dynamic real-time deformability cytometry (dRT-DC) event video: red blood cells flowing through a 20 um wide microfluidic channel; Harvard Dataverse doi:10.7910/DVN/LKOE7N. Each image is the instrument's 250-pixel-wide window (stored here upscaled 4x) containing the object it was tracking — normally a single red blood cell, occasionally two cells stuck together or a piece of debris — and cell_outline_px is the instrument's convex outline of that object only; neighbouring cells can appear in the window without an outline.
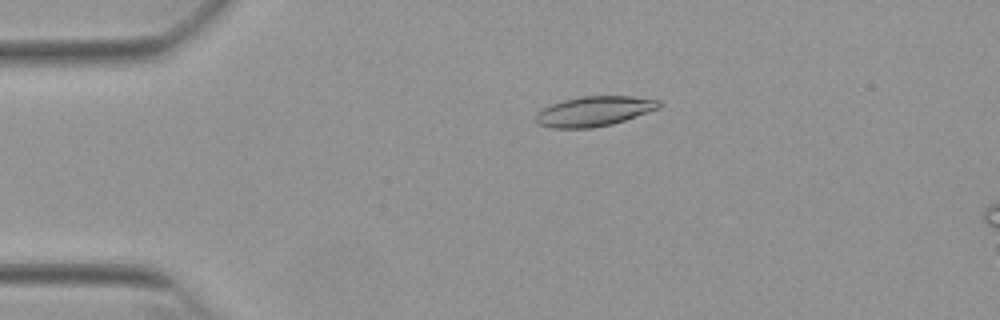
{"species": "Egyptian fruit bat (a non-hibernating species)", "species_latin": "Rousettus aegyptiacus", "temperature_condition": "warm", "stored_images_in_passage": 55, "camera_frame_rate_fps": 3000, "um_per_image_px": 0.085, "animal": {"sex": "female"}, "frame": {"image": 1, "passage_image": 12, "time_ms": 3.667, "image_size_px": [1000, 320], "cell_outline_px": [[660, 108], [612, 124], [592, 128], [552, 128], [540, 124], [536, 120], [536, 112], [540, 108], [564, 100], [580, 96], [632, 96], [660, 100]], "centroid_in_image_um": [50.49, 9.45], "position_along_channel_um": 34.5, "area_um2": 21.44}}
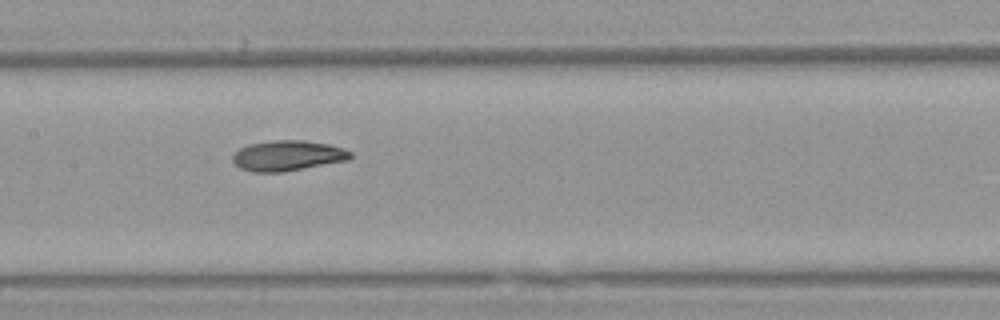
{"frame": {"image": 2, "passage_image": 27, "time_ms": 8.667, "image_size_px": [1000, 320], "cell_outline_px": [[352, 156], [348, 160], [284, 172], [252, 172], [240, 168], [232, 160], [232, 156], [240, 148], [248, 144], [272, 140], [304, 140], [328, 144], [344, 148], [352, 152]], "centroid_in_image_um": [24.45, 13.23], "position_along_channel_um": 182.9, "area_um2": 20.92}}
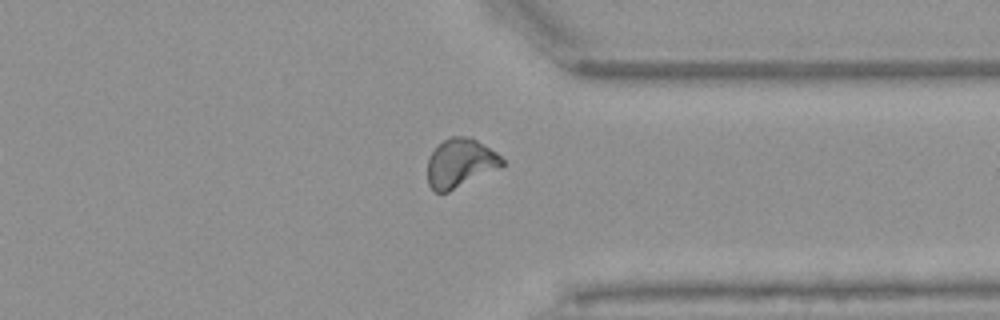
{"frame": {"image": 3, "passage_image": 42, "time_ms": 13.667, "image_size_px": [1000, 320], "cell_outline_px": [[504, 164], [500, 168], [448, 192], [436, 192], [428, 184], [428, 156], [444, 140], [452, 136], [464, 136], [476, 140], [496, 152], [504, 160]], "centroid_in_image_um": [39.12, 13.87], "position_along_channel_um": 372.3, "area_um2": 20.98}}